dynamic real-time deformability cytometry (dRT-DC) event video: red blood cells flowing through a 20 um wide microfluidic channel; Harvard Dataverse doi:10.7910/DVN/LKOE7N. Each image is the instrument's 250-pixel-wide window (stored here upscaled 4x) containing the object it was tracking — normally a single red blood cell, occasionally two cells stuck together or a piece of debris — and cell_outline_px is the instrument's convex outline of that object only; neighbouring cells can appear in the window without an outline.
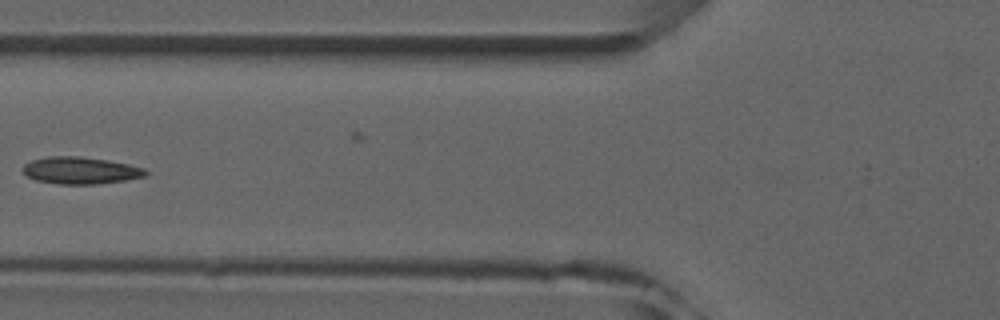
{"species": "common noctule bat (a hibernating species)", "species_latin": "Nyctalus noctula", "temperature_condition": "room temperature", "stored_images_in_passage": 6, "camera_frame_rate_fps": 3000, "um_per_image_px": 0.085, "animal": {"sex": "male", "forearm_length_mm": 52.5}, "frame": {"image": 1, "passage_image": 6, "time_ms": 5.667, "image_size_px": [1000, 320], "cell_outline_px": [[148, 172], [144, 176], [124, 180], [96, 184], [60, 184], [36, 180], [28, 176], [24, 172], [24, 164], [32, 160], [48, 156], [80, 156], [108, 160], [128, 164], [144, 168]], "centroid_in_image_um": [6.84, 14.48], "position_along_channel_um": 119.0, "area_um2": 19.13}}